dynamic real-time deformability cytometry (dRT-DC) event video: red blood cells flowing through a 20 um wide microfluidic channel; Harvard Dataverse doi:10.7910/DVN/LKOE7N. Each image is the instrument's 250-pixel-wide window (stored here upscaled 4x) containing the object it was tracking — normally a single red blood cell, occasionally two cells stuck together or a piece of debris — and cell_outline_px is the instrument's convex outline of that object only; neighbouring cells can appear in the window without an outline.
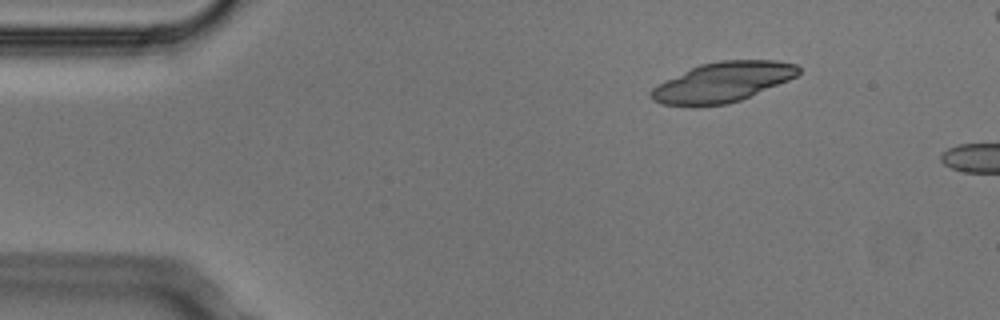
{"species": "Egyptian fruit bat (a non-hibernating species)", "species_latin": "Rousettus aegyptiacus", "temperature_condition": "cold", "stored_images_in_passage": 2, "camera_frame_rate_fps": 3000, "um_per_image_px": 0.085, "animal": {"sex": "male"}, "frame": {"image": 1, "passage_image": 1, "time_ms": 0.0, "image_size_px": [1000, 320], "cell_outline_px": [[800, 72], [796, 76], [788, 80], [740, 100], [728, 104], [664, 104], [652, 100], [652, 88], [664, 80], [700, 64], [720, 60], [776, 60], [796, 64], [800, 68]], "centroid_in_image_um": [61.46, 6.94], "position_along_channel_um": 23.5, "area_um2": 33.52}}